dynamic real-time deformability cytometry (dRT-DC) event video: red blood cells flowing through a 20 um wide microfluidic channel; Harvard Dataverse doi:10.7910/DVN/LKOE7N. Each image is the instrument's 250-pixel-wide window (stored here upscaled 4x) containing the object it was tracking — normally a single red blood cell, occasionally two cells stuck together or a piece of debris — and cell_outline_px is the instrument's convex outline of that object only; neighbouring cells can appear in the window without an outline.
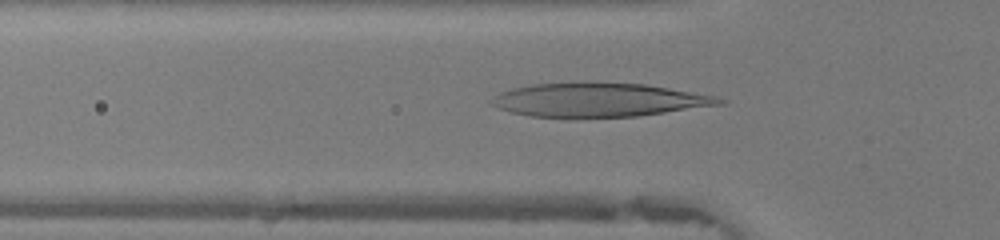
{"species": "human", "species_latin": "Homo sapiens", "temperature_condition": "warm", "stored_images_in_passage": 32, "camera_frame_rate_fps": 3000, "um_per_image_px": 0.085, "donor": {"sex": "female"}, "frame": {"image": 1, "passage_image": 6, "time_ms": 1.667, "image_size_px": [1000, 240], "cell_outline_px": [[724, 104], [636, 116], [532, 116], [508, 112], [492, 104], [488, 100], [500, 92], [512, 88], [532, 84], [644, 84], [668, 88], [712, 96], [724, 100]], "centroid_in_image_um": [50.83, 8.5], "position_along_channel_um": 75.0, "area_um2": 43.12}}
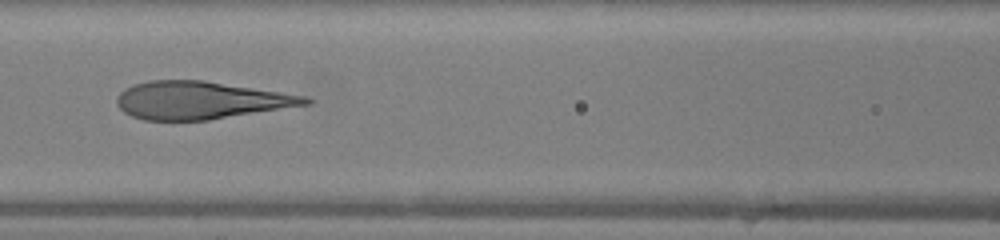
{"frame": {"image": 2, "passage_image": 11, "time_ms": 3.333, "image_size_px": [1000, 240], "cell_outline_px": [[312, 104], [208, 120], [144, 120], [132, 116], [124, 112], [116, 104], [116, 96], [124, 88], [132, 84], [148, 80], [204, 80], [280, 92], [304, 96], [312, 100]], "centroid_in_image_um": [17.0, 8.52], "position_along_channel_um": 149.6, "area_um2": 41.38}}
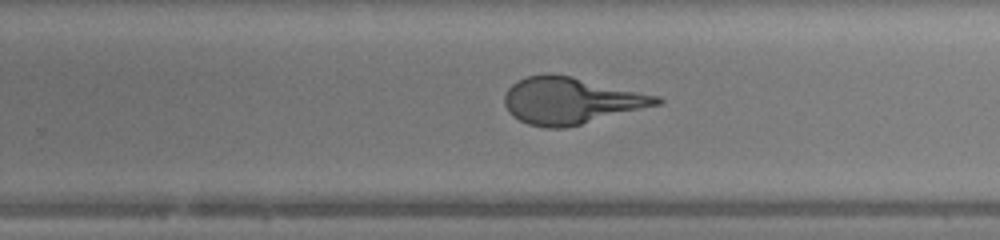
{"frame": {"image": 3, "passage_image": 20, "time_ms": 6.333, "image_size_px": [1000, 240], "cell_outline_px": [[664, 100], [660, 104], [564, 128], [548, 128], [528, 124], [512, 116], [508, 112], [504, 104], [504, 96], [508, 88], [512, 84], [528, 76], [548, 72], [572, 76], [660, 96]], "centroid_in_image_um": [48.5, 8.54], "position_along_channel_um": 281.3, "area_um2": 41.27}}